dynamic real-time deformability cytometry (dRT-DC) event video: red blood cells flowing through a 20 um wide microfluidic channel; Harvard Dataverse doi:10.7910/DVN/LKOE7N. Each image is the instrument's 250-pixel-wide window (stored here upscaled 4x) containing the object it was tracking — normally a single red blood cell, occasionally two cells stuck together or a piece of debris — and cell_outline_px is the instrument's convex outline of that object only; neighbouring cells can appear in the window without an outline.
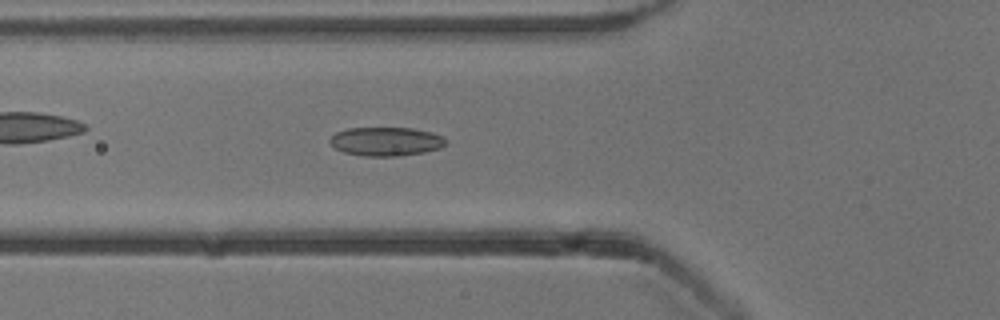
{"species": "common noctule bat (a hibernating species)", "species_latin": "Nyctalus noctula", "temperature_condition": "cold", "stored_images_in_passage": 47, "camera_frame_rate_fps": 3000, "um_per_image_px": 0.085, "animal": {"sex": "male", "body_mass_g": 13.3}, "frame": {"image": 1, "passage_image": 13, "time_ms": 4.0, "image_size_px": [1000, 320], "cell_outline_px": [[448, 140], [440, 148], [424, 152], [400, 156], [364, 156], [344, 152], [336, 148], [328, 140], [336, 132], [348, 128], [412, 128], [432, 132], [444, 136]], "centroid_in_image_um": [32.84, 12.02], "position_along_channel_um": 93.0, "area_um2": 19.48}}
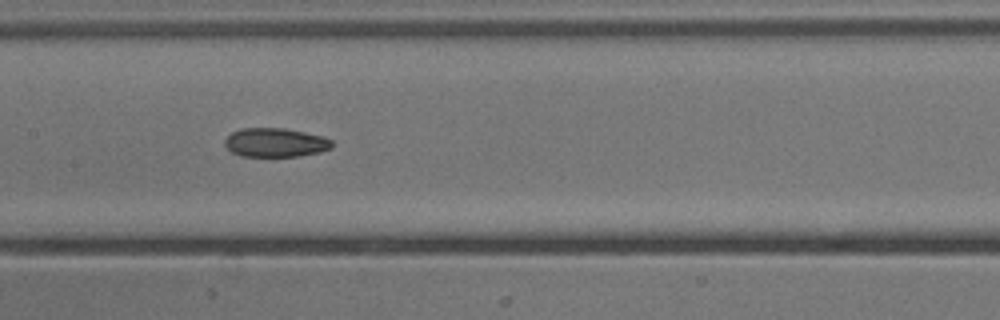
{"frame": {"image": 2, "passage_image": 20, "time_ms": 6.333, "image_size_px": [1000, 320], "cell_outline_px": [[332, 148], [320, 152], [300, 156], [240, 156], [232, 152], [224, 144], [224, 140], [232, 132], [240, 128], [284, 128], [304, 132], [320, 136], [332, 140]], "centroid_in_image_um": [23.39, 12.12], "position_along_channel_um": 184.0, "area_um2": 18.03}}
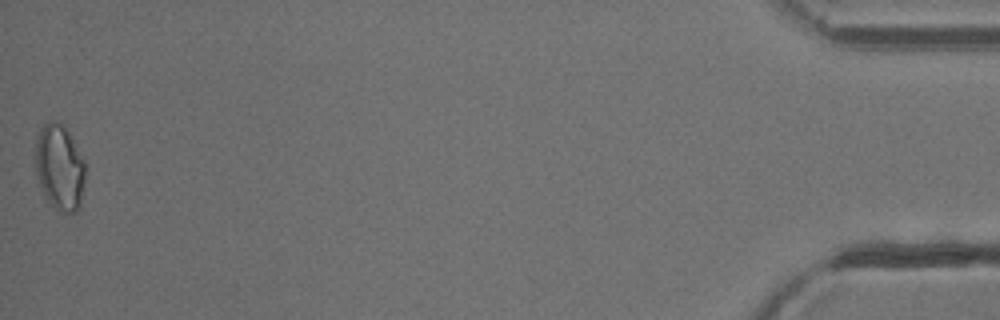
{"frame": {"image": 3, "passage_image": 47, "time_ms": 15.333, "image_size_px": [1000, 320], "cell_outline_px": [[84, 180], [80, 208], [76, 212], [60, 212], [44, 196], [36, 176], [36, 136], [40, 128], [48, 120], [56, 120], [64, 124], [84, 160]], "centroid_in_image_um": [5.05, 14.2], "position_along_channel_um": 430.1, "area_um2": 25.03}, "authors_computed_cell_mechanics": {"area_um2": 19.0162, "velocity_mm_per_s": 3.8453, "shape_relaxation_time_tau1_ms": null, "shape_relaxation_time_tau2_ms": 10.7698, "deformation_change_tau1": null, "deformation_change_tau2": 0.1661}}